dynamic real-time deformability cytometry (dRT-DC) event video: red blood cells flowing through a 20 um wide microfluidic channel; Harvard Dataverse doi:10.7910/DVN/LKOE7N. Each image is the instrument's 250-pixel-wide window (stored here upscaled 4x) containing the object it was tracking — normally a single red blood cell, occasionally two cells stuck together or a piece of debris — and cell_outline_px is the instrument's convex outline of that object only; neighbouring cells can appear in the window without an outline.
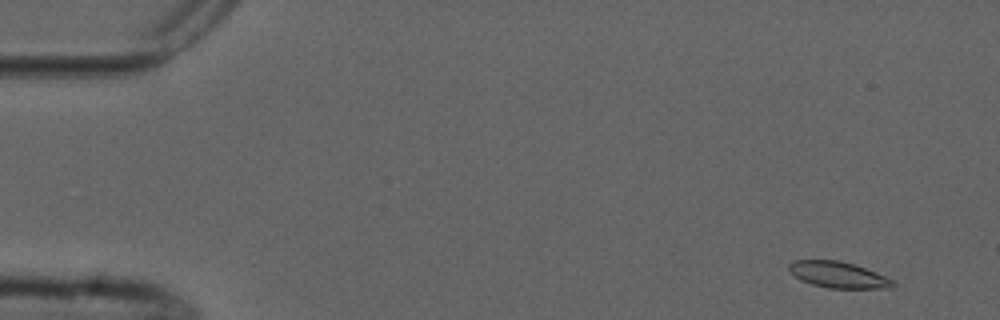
{"species": "common noctule bat (a hibernating species)", "species_latin": "Nyctalus noctula", "temperature_condition": "cold", "stored_images_in_passage": 4, "camera_frame_rate_fps": 3000, "um_per_image_px": 0.085, "animal": {"sex": "male", "forearm_length_mm": 52.5}, "frame": {"image": 1, "passage_image": 1, "time_ms": 0.0, "image_size_px": [1000, 320], "cell_outline_px": [[896, 284], [892, 288], [828, 288], [812, 284], [800, 280], [788, 268], [788, 264], [796, 260], [840, 260], [876, 272], [892, 280]], "centroid_in_image_um": [71.25, 23.36], "position_along_channel_um": 13.8, "area_um2": 15.66}}